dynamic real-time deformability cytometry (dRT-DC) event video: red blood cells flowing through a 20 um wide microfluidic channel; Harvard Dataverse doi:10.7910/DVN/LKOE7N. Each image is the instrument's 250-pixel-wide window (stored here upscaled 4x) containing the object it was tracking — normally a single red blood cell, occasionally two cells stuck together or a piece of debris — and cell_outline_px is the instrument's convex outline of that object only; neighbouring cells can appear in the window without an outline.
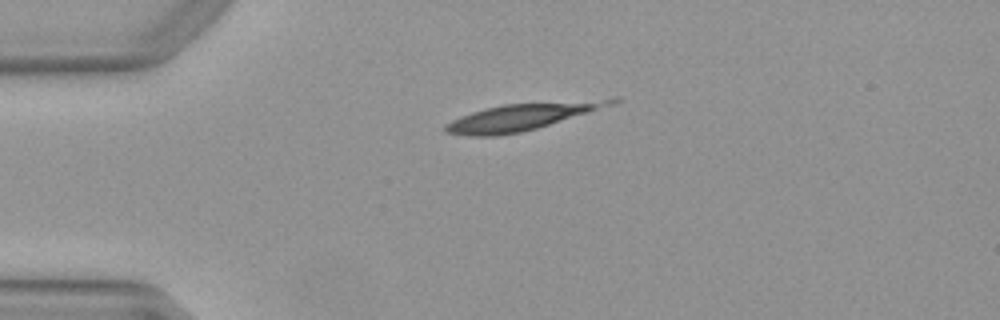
{"species": "Egyptian fruit bat (a non-hibernating species)", "species_latin": "Rousettus aegyptiacus", "temperature_condition": "warm", "stored_images_in_passage": 7, "camera_frame_rate_fps": 3000, "um_per_image_px": 0.085, "animal": {"sex": "female"}, "frame": {"image": 1, "passage_image": 1, "time_ms": 0.0, "image_size_px": [1000, 320], "cell_outline_px": [[624, 100], [612, 104], [536, 128], [520, 132], [496, 136], [468, 136], [444, 132], [444, 124], [452, 120], [472, 112], [484, 108], [504, 104], [616, 96], [620, 96]], "centroid_in_image_um": [44.44, 9.87], "position_along_channel_um": 40.6, "area_um2": 26.36}}
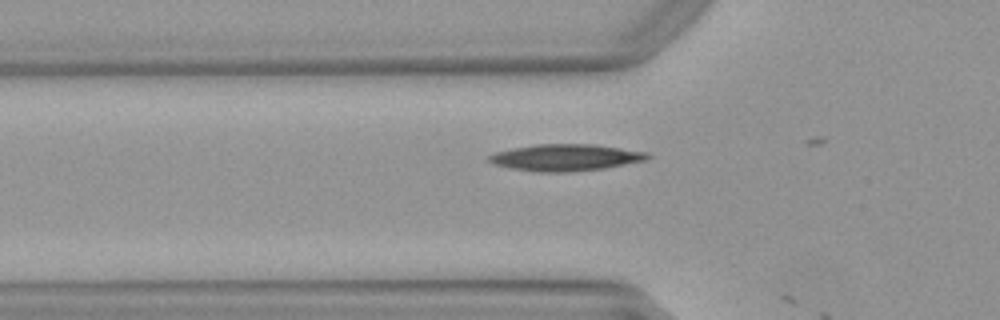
{"frame": {"image": 2, "passage_image": 6, "time_ms": 1.667, "image_size_px": [1000, 320], "cell_outline_px": [[652, 156], [648, 160], [604, 168], [572, 172], [536, 172], [508, 168], [496, 164], [488, 160], [488, 156], [496, 152], [536, 144], [596, 144], [648, 152]], "centroid_in_image_um": [48.14, 13.39], "position_along_channel_um": 77.7, "area_um2": 24.74}}